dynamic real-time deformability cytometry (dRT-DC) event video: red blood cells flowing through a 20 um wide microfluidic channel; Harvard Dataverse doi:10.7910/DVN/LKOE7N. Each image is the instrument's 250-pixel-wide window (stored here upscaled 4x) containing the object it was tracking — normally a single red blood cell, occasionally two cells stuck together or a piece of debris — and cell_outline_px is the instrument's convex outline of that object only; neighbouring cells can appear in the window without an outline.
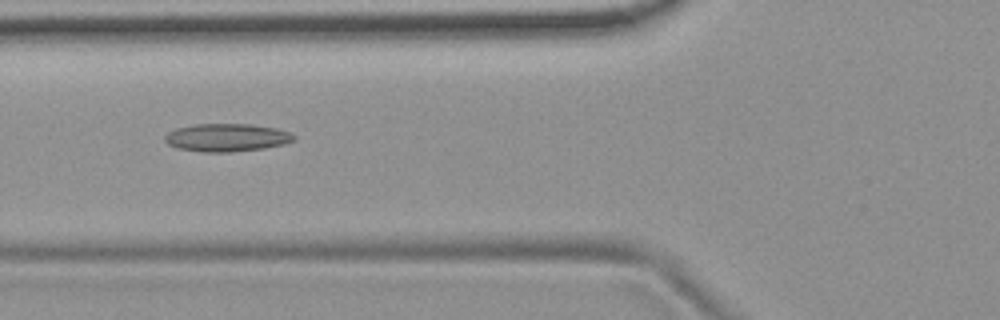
{"species": "common noctule bat (a hibernating species)", "species_latin": "Nyctalus noctula", "temperature_condition": "room temperature", "stored_images_in_passage": 40, "camera_frame_rate_fps": 3000, "um_per_image_px": 0.085, "animal": {"sex": "female", "body_mass_g": 19.9}, "frame": {"image": 1, "passage_image": 7, "time_ms": 2.0, "image_size_px": [1000, 320], "cell_outline_px": [[296, 136], [292, 140], [284, 144], [264, 148], [232, 152], [200, 152], [176, 148], [168, 144], [164, 140], [164, 136], [168, 132], [176, 128], [196, 124], [248, 124], [276, 128], [292, 132]], "centroid_in_image_um": [19.25, 11.69], "position_along_channel_um": 106.5, "area_um2": 21.1}}
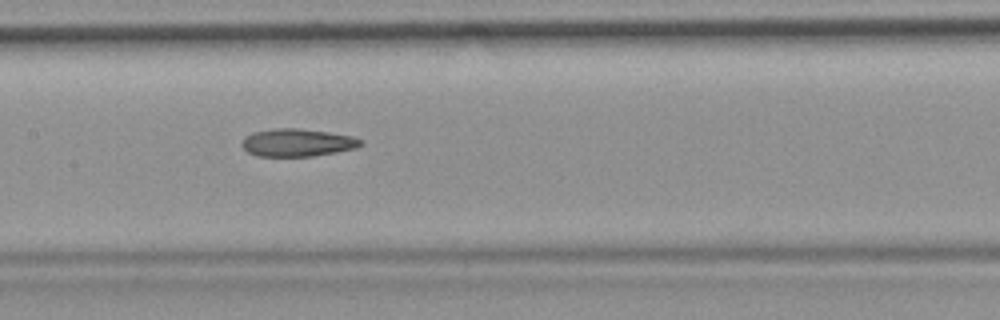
{"frame": {"image": 2, "passage_image": 13, "time_ms": 4.0, "image_size_px": [1000, 320], "cell_outline_px": [[364, 144], [356, 148], [336, 152], [312, 156], [256, 156], [248, 152], [240, 144], [244, 136], [252, 132], [272, 128], [296, 128], [328, 132], [352, 136], [364, 140]], "centroid_in_image_um": [25.26, 12.11], "position_along_channel_um": 182.1, "area_um2": 19.36}}
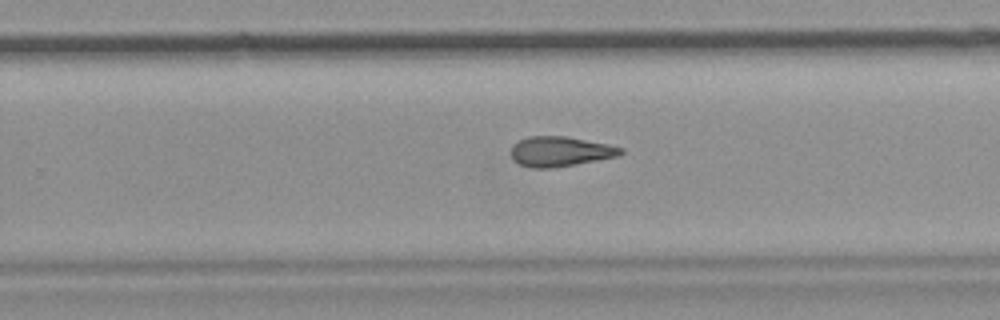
{"frame": {"image": 3, "passage_image": 21, "time_ms": 6.667, "image_size_px": [1000, 320], "cell_outline_px": [[624, 152], [620, 156], [552, 168], [532, 168], [520, 164], [512, 160], [512, 144], [528, 136], [564, 136], [608, 144], [624, 148]], "centroid_in_image_um": [47.62, 12.87], "position_along_channel_um": 282.2, "area_um2": 19.13}, "authors_computed_cell_mechanics": {"area_um2": 19.363, "velocity_mm_per_s": 3.7746, "shape_relaxation_time_tau1_ms": null, "shape_relaxation_time_tau2_ms": 6.8263, "deformation_change_tau1": null, "deformation_change_tau2": 0.1892}}